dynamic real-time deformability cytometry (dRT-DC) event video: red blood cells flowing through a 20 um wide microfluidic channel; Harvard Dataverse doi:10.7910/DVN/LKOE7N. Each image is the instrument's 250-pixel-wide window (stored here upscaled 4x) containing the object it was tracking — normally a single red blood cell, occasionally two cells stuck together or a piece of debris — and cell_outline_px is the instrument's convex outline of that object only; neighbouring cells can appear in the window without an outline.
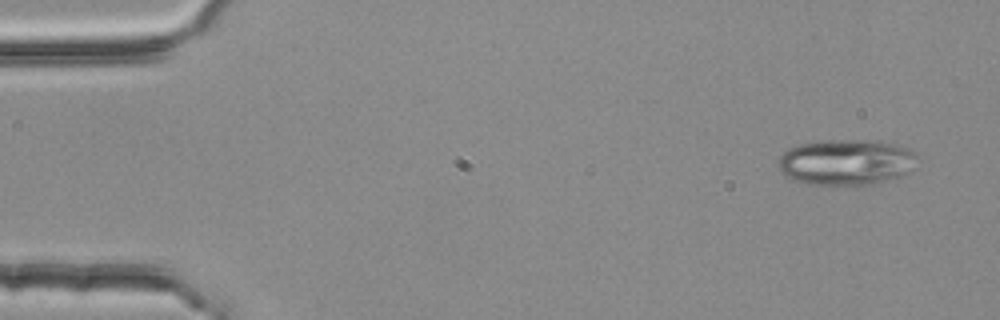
{"species": "common noctule bat (a hibernating species)", "species_latin": "Nyctalus noctula", "temperature_condition": "room temperature", "stored_images_in_passage": 4, "segment_of_instrument_passage": [1, 2], "camera_frame_rate_fps": 3000, "um_per_image_px": 0.085, "animal": {"sex": "female", "body_mass_g": 25.1}, "frame": {"image": 1, "passage_image": 1, "time_ms": 0.0, "image_size_px": [1000, 320], "cell_outline_px": [[920, 156], [912, 172], [904, 176], [876, 184], [808, 184], [796, 180], [780, 172], [776, 164], [780, 156], [788, 148], [812, 140], [880, 140], [896, 144], [908, 148], [916, 152]], "centroid_in_image_um": [72.0, 13.76], "position_along_channel_um": 13.0, "area_um2": 37.97}}